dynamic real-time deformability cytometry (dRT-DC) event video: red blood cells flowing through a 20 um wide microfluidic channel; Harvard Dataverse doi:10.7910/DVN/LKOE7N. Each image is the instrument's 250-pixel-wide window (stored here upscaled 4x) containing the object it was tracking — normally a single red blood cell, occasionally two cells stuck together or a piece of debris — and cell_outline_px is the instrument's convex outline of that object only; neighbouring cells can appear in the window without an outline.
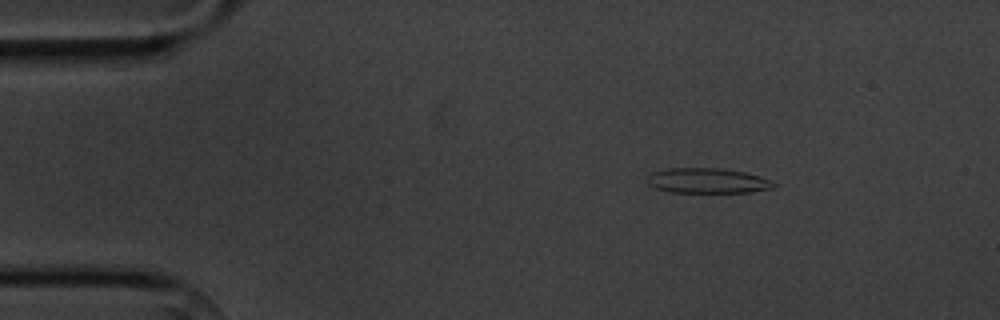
{"species": "common noctule bat (a hibernating species)", "species_latin": "Nyctalus noctula", "temperature_condition": "cold", "stored_images_in_passage": 5, "camera_frame_rate_fps": 3000, "um_per_image_px": 0.085, "animal": {"sex": "male", "body_mass_g": 20.1, "forearm_length_mm": 53.5}, "frame": {"image": 1, "passage_image": 3, "time_ms": 2.333, "image_size_px": [1000, 320], "cell_outline_px": [[776, 184], [772, 188], [752, 192], [672, 192], [656, 188], [648, 184], [648, 176], [652, 172], [664, 168], [720, 168], [744, 172], [760, 176], [772, 180]], "centroid_in_image_um": [60.14, 15.35], "position_along_channel_um": 24.9, "area_um2": 18.5}}